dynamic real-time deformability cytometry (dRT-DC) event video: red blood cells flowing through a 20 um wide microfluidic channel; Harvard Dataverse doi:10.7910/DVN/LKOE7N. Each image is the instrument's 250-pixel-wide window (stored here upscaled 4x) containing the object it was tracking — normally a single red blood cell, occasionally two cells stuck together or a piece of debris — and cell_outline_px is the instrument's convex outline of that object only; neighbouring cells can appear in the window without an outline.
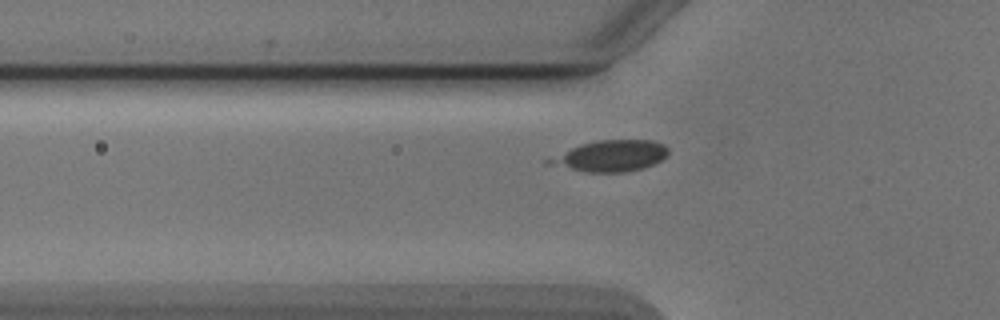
{"species": "Egyptian fruit bat (a non-hibernating species)", "species_latin": "Rousettus aegyptiacus", "temperature_condition": "cold", "stored_images_in_passage": 41, "segment_of_instrument_passage": [1, 2], "camera_frame_rate_fps": 3000, "um_per_image_px": 0.085, "animal": {"sex": "male"}, "frame": {"image": 1, "passage_image": 5, "time_ms": 1.333, "image_size_px": [1000, 320], "cell_outline_px": [[668, 152], [660, 160], [644, 168], [624, 172], [588, 172], [544, 164], [544, 160], [580, 144], [600, 140], [652, 140], [664, 144], [668, 148]], "centroid_in_image_um": [51.86, 13.25], "position_along_channel_um": 73.9, "area_um2": 21.5}}
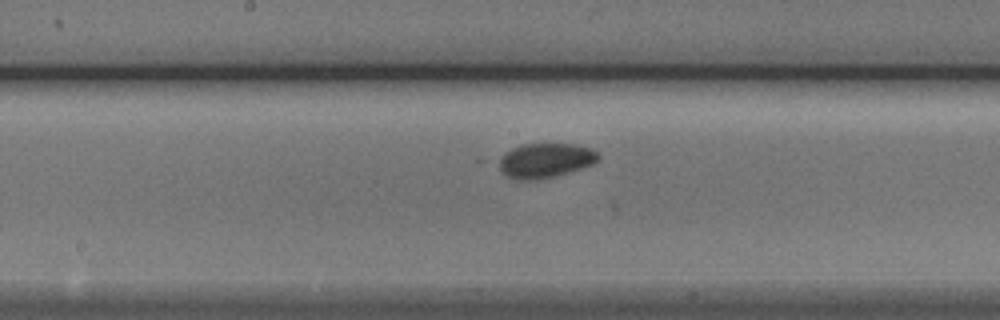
{"frame": {"image": 2, "passage_image": 15, "time_ms": 4.667, "image_size_px": [1000, 320], "cell_outline_px": [[600, 160], [592, 164], [556, 176], [536, 180], [516, 180], [504, 176], [500, 172], [496, 160], [504, 152], [520, 144], [576, 144], [592, 148], [600, 156]], "centroid_in_image_um": [46.28, 13.64], "position_along_channel_um": 201.9, "area_um2": 20.52}}
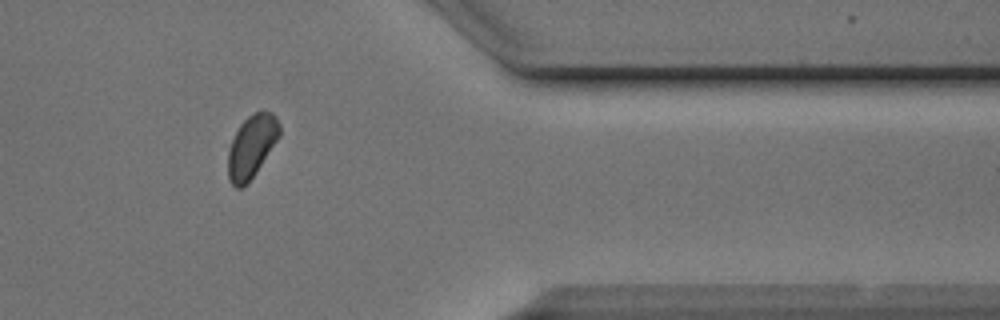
{"frame": {"image": 3, "passage_image": 31, "time_ms": 10.0, "image_size_px": [1000, 320], "cell_outline_px": [[280, 136], [248, 184], [240, 188], [236, 188], [228, 180], [228, 152], [232, 140], [240, 124], [248, 116], [256, 112], [272, 112], [276, 116], [280, 124]], "centroid_in_image_um": [21.39, 12.46], "position_along_channel_um": 390.0, "area_um2": 18.73}}